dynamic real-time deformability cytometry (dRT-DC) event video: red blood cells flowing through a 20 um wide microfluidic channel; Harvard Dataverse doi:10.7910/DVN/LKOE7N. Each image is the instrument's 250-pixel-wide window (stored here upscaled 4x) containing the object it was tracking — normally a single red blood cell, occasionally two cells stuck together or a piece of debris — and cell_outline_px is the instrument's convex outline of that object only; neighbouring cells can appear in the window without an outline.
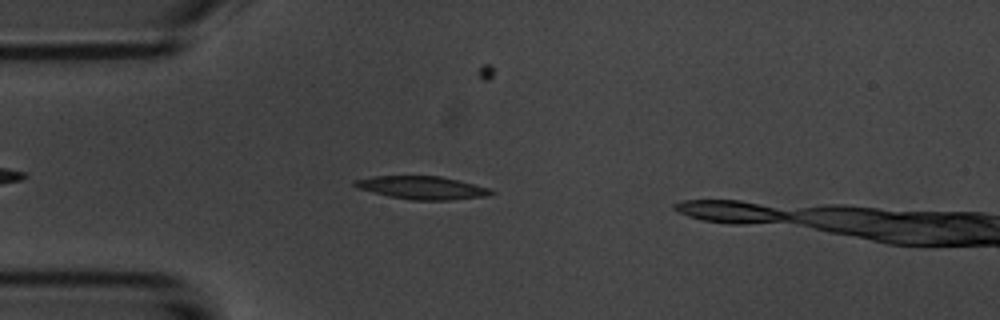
{"species": "common noctule bat (a hibernating species)", "species_latin": "Nyctalus noctula", "temperature_condition": "room temperature", "stored_images_in_passage": 9, "camera_frame_rate_fps": 3000, "um_per_image_px": 0.085, "animal": {"sex": "male", "body_mass_g": 20.1, "forearm_length_mm": 53.5}, "frame": {"image": 1, "passage_image": 3, "time_ms": 3.333, "image_size_px": [1000, 320], "cell_outline_px": [[496, 192], [484, 196], [448, 200], [412, 200], [388, 196], [356, 188], [352, 184], [352, 180], [372, 176], [440, 176], [488, 188]], "centroid_in_image_um": [35.77, 15.95], "position_along_channel_um": 49.2, "area_um2": 18.15}}
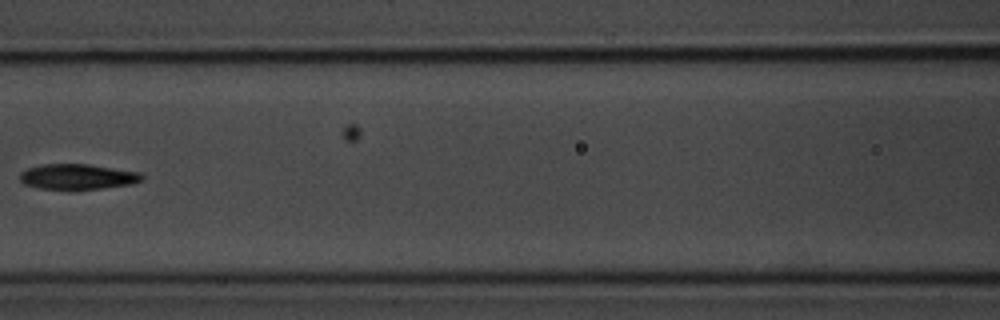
{"frame": {"image": 2, "passage_image": 6, "time_ms": 6.667, "image_size_px": [1000, 320], "cell_outline_px": [[144, 180], [132, 184], [104, 188], [72, 192], [40, 188], [24, 184], [20, 180], [20, 172], [28, 168], [44, 164], [88, 164], [140, 172], [144, 176]], "centroid_in_image_um": [6.61, 15.06], "position_along_channel_um": 160.0, "area_um2": 18.73}}
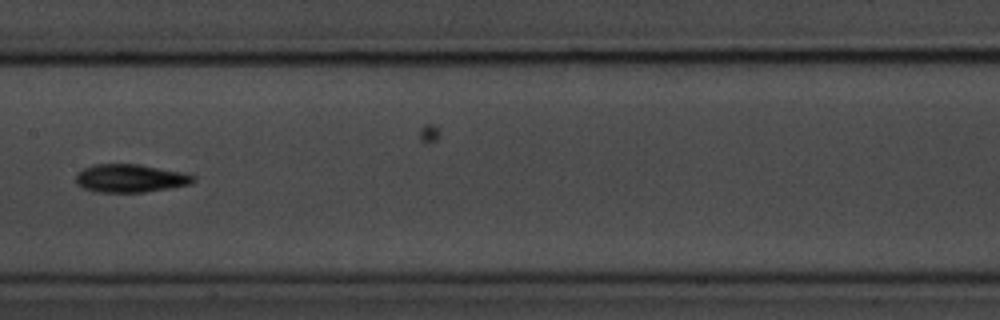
{"frame": {"image": 3, "passage_image": 7, "time_ms": 7.667, "image_size_px": [1000, 320], "cell_outline_px": [[196, 180], [192, 184], [144, 192], [96, 192], [84, 188], [76, 184], [76, 172], [84, 168], [96, 164], [140, 164], [184, 172], [196, 176]], "centroid_in_image_um": [11.1, 15.15], "position_along_channel_um": 196.3, "area_um2": 19.42}}